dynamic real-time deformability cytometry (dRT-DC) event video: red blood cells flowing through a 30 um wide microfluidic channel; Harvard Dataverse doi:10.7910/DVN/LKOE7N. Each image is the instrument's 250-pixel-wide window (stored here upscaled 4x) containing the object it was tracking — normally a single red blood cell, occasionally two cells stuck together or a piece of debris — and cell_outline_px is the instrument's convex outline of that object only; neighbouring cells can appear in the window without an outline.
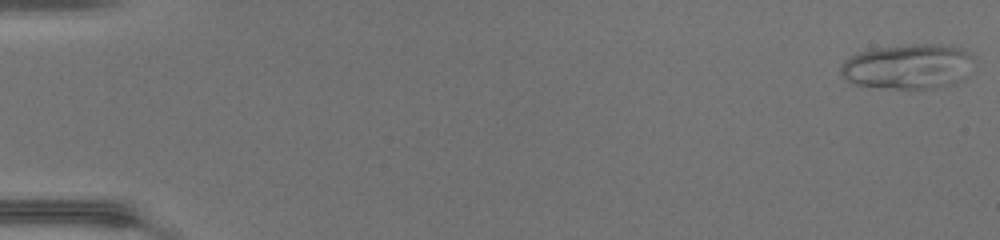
{"species": "common noctule bat (a hibernating species)", "species_latin": "Nyctalus noctula", "temperature_condition": "warm", "stored_images_in_passage": 47, "camera_frame_rate_fps": 3000, "um_per_image_px": 0.085, "animal": {"sex": "female", "body_mass_g": 17.0, "forearm_length_mm": 48.0}, "frame": {"image": 1, "passage_image": 1, "time_ms": 0.0, "image_size_px": [1000, 240], "cell_outline_px": [[976, 64], [964, 80], [956, 84], [932, 88], [880, 88], [852, 84], [844, 80], [840, 72], [840, 64], [844, 60], [856, 52], [872, 48], [912, 44], [940, 44], [964, 48], [968, 52]], "centroid_in_image_um": [77.19, 5.65], "position_along_channel_um": 7.8, "area_um2": 35.89}}
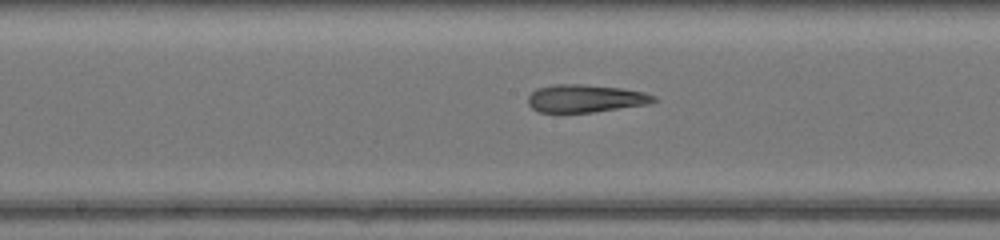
{"frame": {"image": 2, "passage_image": 26, "time_ms": 8.333, "image_size_px": [1000, 240], "cell_outline_px": [[660, 100], [648, 104], [592, 112], [540, 112], [532, 108], [528, 104], [528, 96], [536, 88], [556, 84], [580, 84], [620, 88], [644, 92], [656, 96]], "centroid_in_image_um": [49.77, 8.36], "position_along_channel_um": 198.4, "area_um2": 20.29}}
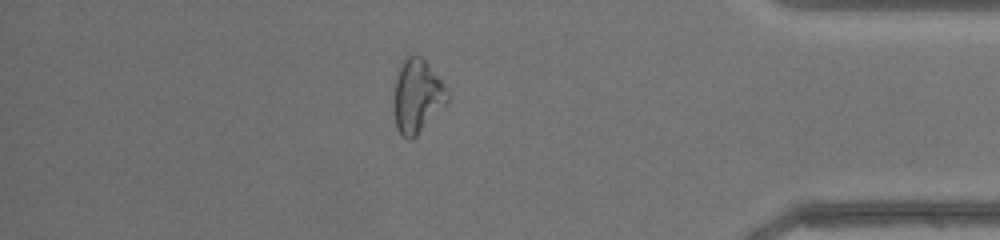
{"frame": {"image": 3, "passage_image": 42, "time_ms": 13.667, "image_size_px": [1000, 240], "cell_outline_px": [[448, 104], [412, 140], [408, 140], [400, 136], [396, 128], [392, 104], [392, 100], [396, 76], [400, 64], [408, 56], [420, 56], [428, 64], [448, 88]], "centroid_in_image_um": [35.44, 8.22], "position_along_channel_um": 399.8, "area_um2": 23.58}, "authors_computed_cell_mechanics": {"area_um2": 23.1778, "velocity_mm_per_s": 4.3561, "shape_relaxation_time_tau1_ms": null, "shape_relaxation_time_tau2_ms": 3.2979, "deformation_change_tau1": null, "deformation_change_tau2": 0.1461}}